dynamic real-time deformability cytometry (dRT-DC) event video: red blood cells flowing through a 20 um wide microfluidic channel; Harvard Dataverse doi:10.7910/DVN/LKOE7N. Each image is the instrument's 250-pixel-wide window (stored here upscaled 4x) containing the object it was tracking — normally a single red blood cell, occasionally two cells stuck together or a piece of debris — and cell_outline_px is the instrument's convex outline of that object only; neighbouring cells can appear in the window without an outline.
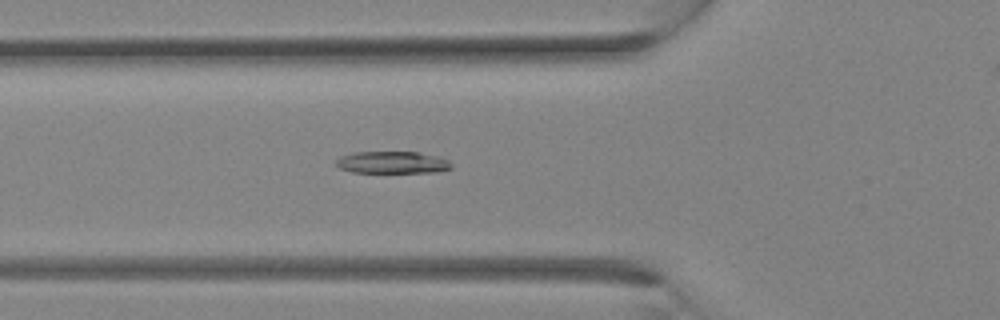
{"species": "Egyptian fruit bat (a non-hibernating species)", "species_latin": "Rousettus aegyptiacus", "temperature_condition": "room temperature", "stored_images_in_passage": 14, "camera_frame_rate_fps": 3000, "um_per_image_px": 0.085, "animal": {"sex": "female"}, "frame": {"image": 1, "passage_image": 6, "time_ms": 1.667, "image_size_px": [1000, 320], "cell_outline_px": [[452, 168], [436, 172], [352, 172], [340, 168], [336, 164], [336, 160], [340, 156], [356, 152], [420, 152], [440, 156], [448, 160], [452, 164]], "centroid_in_image_um": [33.39, 13.8], "position_along_channel_um": 92.4, "area_um2": 14.85}}
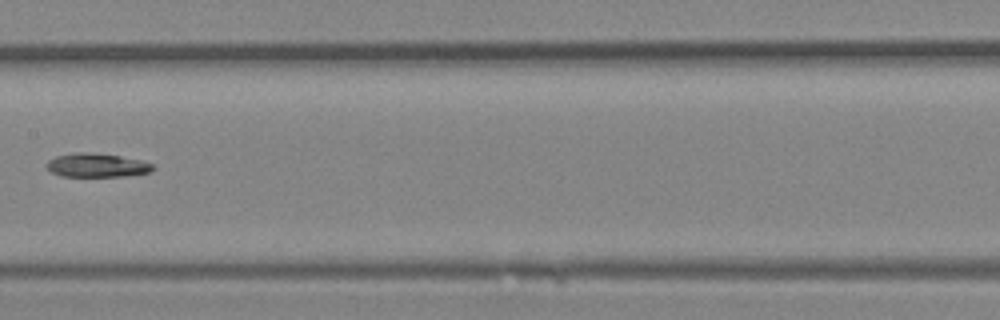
{"frame": {"image": 2, "passage_image": 11, "time_ms": 3.333, "image_size_px": [1000, 320], "cell_outline_px": [[156, 168], [148, 172], [124, 176], [60, 176], [52, 172], [44, 164], [48, 160], [56, 156], [76, 152], [88, 152], [120, 156], [140, 160], [152, 164]], "centroid_in_image_um": [8.19, 14.04], "position_along_channel_um": 199.2, "area_um2": 14.62}}
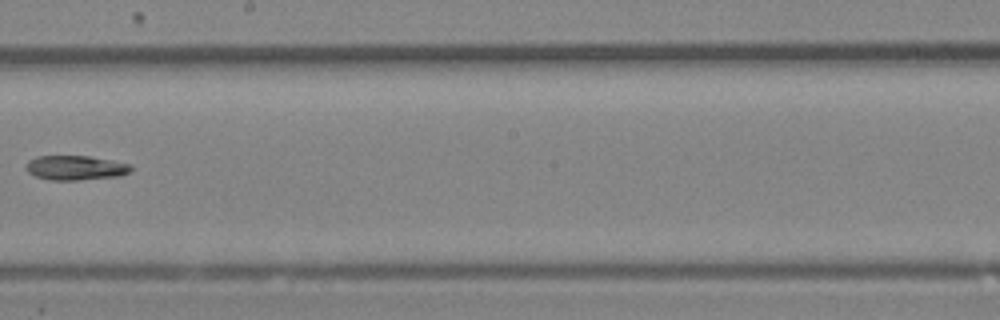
{"frame": {"image": 3, "passage_image": 13, "time_ms": 4.0, "image_size_px": [1000, 320], "cell_outline_px": [[132, 168], [128, 172], [120, 176], [80, 180], [48, 180], [36, 176], [28, 172], [24, 168], [28, 160], [36, 156], [92, 156], [132, 164]], "centroid_in_image_um": [6.41, 14.26], "position_along_channel_um": 241.8, "area_um2": 15.2}}